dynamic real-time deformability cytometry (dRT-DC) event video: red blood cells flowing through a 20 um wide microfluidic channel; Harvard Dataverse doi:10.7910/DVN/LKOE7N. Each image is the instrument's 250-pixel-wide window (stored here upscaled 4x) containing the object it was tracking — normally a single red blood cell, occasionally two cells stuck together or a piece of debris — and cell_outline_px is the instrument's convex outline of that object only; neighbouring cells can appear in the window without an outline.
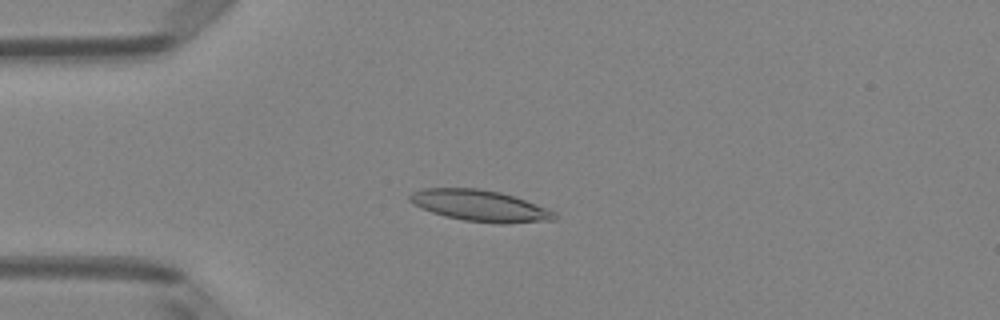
{"species": "Egyptian fruit bat (a non-hibernating species)", "species_latin": "Rousettus aegyptiacus", "temperature_condition": "room temperature", "stored_images_in_passage": 50, "camera_frame_rate_fps": 3000, "um_per_image_px": 0.085, "animal": {"sex": "female"}, "frame": {"image": 1, "passage_image": 12, "time_ms": 3.667, "image_size_px": [1000, 320], "cell_outline_px": [[556, 220], [508, 224], [500, 224], [464, 220], [444, 216], [420, 208], [412, 204], [408, 200], [408, 196], [412, 192], [420, 188], [476, 188], [500, 192], [548, 208], [556, 212]], "centroid_in_image_um": [40.78, 17.49], "position_along_channel_um": 44.2, "area_um2": 26.59}}
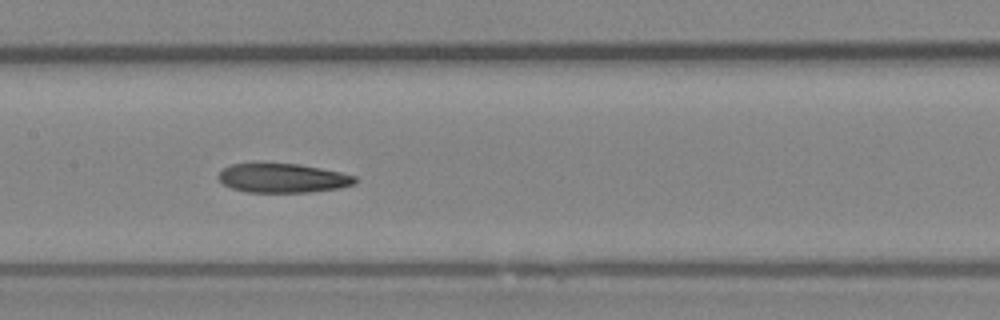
{"frame": {"image": 2, "passage_image": 24, "time_ms": 7.667, "image_size_px": [1000, 320], "cell_outline_px": [[360, 180], [356, 184], [340, 188], [308, 192], [248, 192], [232, 188], [224, 184], [216, 176], [224, 168], [232, 164], [260, 160], [300, 164], [340, 172], [356, 176]], "centroid_in_image_um": [24.02, 15.09], "position_along_channel_um": 183.4, "area_um2": 24.1}}
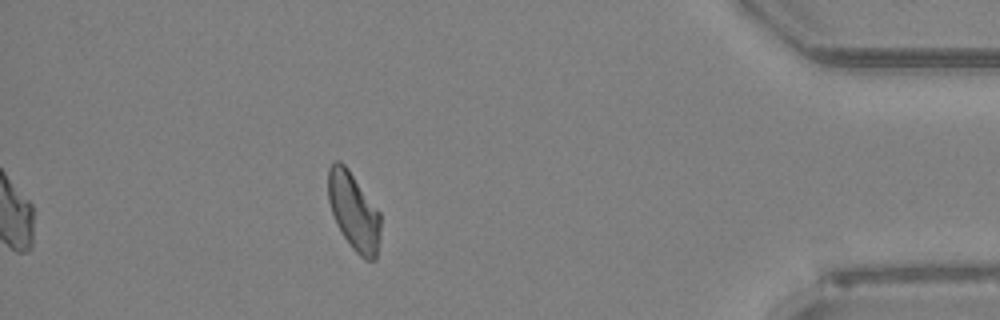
{"frame": {"image": 3, "passage_image": 44, "time_ms": 14.333, "image_size_px": [1000, 320], "cell_outline_px": [[380, 240], [376, 260], [364, 260], [352, 248], [336, 224], [328, 200], [328, 168], [336, 160], [340, 160], [348, 168], [380, 212]], "centroid_in_image_um": [30.08, 17.98], "position_along_channel_um": 405.1, "area_um2": 23.81}}